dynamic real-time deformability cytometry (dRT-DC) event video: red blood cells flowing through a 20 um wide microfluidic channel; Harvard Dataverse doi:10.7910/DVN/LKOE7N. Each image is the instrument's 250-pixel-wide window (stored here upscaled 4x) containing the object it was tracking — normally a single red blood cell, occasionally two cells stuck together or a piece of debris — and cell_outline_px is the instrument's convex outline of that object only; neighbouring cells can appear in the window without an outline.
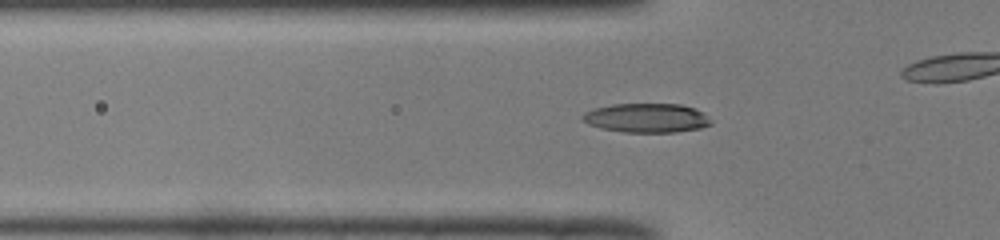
{"species": "common noctule bat (a hibernating species)", "species_latin": "Nyctalus noctula", "temperature_condition": "room temperature", "stored_images_in_passage": 28, "camera_frame_rate_fps": 3000, "um_per_image_px": 0.085, "animal": {"sex": "male", "body_mass_g": 19.0, "forearm_length_mm": 50.8}, "frame": {"image": 1, "passage_image": 4, "time_ms": 1.0, "image_size_px": [1000, 240], "cell_outline_px": [[712, 124], [700, 128], [676, 132], [624, 132], [600, 128], [588, 124], [580, 120], [580, 116], [584, 112], [592, 108], [612, 104], [680, 104], [704, 112]], "centroid_in_image_um": [54.9, 10.02], "position_along_channel_um": 70.9, "area_um2": 21.96}}
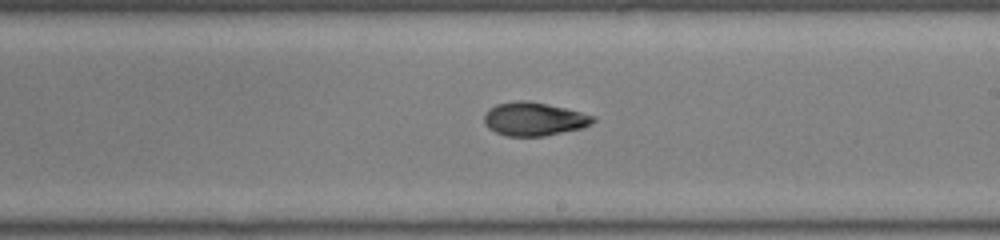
{"frame": {"image": 2, "passage_image": 17, "time_ms": 5.333, "image_size_px": [1000, 240], "cell_outline_px": [[596, 120], [592, 124], [584, 128], [544, 136], [508, 136], [496, 132], [488, 128], [484, 124], [484, 116], [488, 108], [496, 104], [520, 100], [524, 100], [564, 108], [596, 116]], "centroid_in_image_um": [45.4, 10.13], "position_along_channel_um": 243.6, "area_um2": 21.21}}
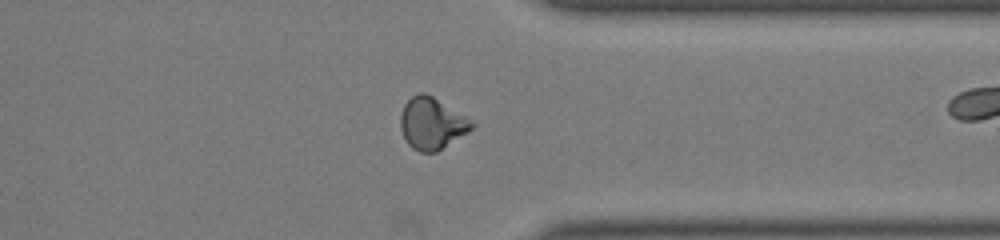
{"frame": {"image": 3, "passage_image": 27, "time_ms": 8.667, "image_size_px": [1000, 240], "cell_outline_px": [[476, 124], [468, 132], [436, 152], [420, 152], [412, 148], [408, 144], [400, 128], [400, 112], [404, 104], [416, 92], [424, 92], [432, 96], [468, 116]], "centroid_in_image_um": [36.71, 10.47], "position_along_channel_um": 374.7, "area_um2": 21.68}}